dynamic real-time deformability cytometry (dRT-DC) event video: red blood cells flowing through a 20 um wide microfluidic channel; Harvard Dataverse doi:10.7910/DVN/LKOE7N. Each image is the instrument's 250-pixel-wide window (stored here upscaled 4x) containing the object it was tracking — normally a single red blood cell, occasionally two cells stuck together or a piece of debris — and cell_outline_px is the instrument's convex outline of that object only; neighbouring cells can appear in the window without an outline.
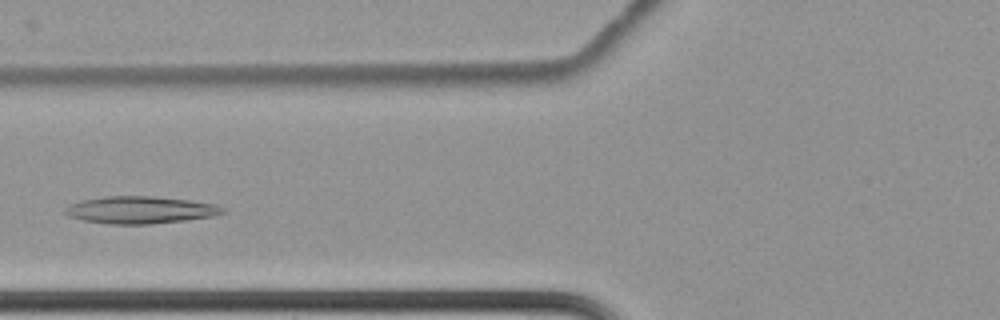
{"species": "common noctule bat (a hibernating species)", "species_latin": "Nyctalus noctula", "temperature_condition": "cold", "stored_images_in_passage": 7, "camera_frame_rate_fps": 3000, "um_per_image_px": 0.085, "animal": {"sex": "female", "body_mass_g": 22.7, "forearm_length_mm": 54.2}, "frame": {"image": 1, "passage_image": 6, "time_ms": 1.667, "image_size_px": [1000, 320], "cell_outline_px": [[228, 212], [216, 216], [184, 220], [148, 224], [108, 224], [84, 220], [68, 216], [64, 212], [64, 208], [72, 204], [84, 200], [104, 196], [152, 196], [188, 200], [212, 204], [224, 208]], "centroid_in_image_um": [11.94, 17.85], "position_along_channel_um": 113.9, "area_um2": 24.85}}
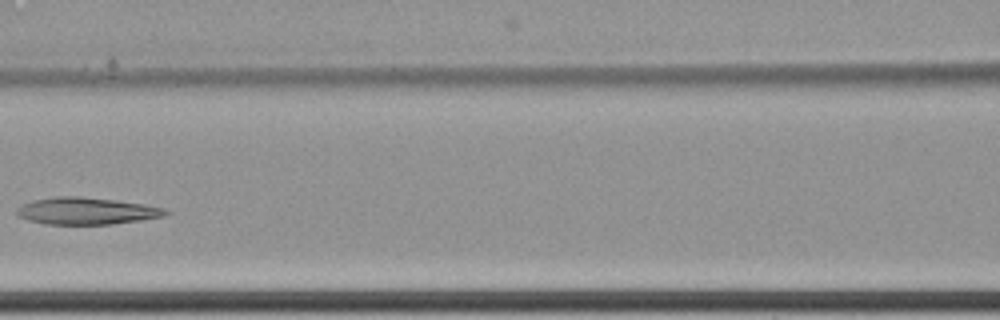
{"frame": {"image": 2, "passage_image": 7, "time_ms": 2.0, "image_size_px": [1000, 320], "cell_outline_px": [[172, 212], [164, 216], [140, 220], [112, 224], [44, 224], [28, 220], [20, 216], [16, 212], [16, 208], [20, 204], [32, 200], [56, 196], [80, 196], [144, 204], [164, 208]], "centroid_in_image_um": [7.32, 17.93], "position_along_channel_um": 159.3, "area_um2": 23.41}}